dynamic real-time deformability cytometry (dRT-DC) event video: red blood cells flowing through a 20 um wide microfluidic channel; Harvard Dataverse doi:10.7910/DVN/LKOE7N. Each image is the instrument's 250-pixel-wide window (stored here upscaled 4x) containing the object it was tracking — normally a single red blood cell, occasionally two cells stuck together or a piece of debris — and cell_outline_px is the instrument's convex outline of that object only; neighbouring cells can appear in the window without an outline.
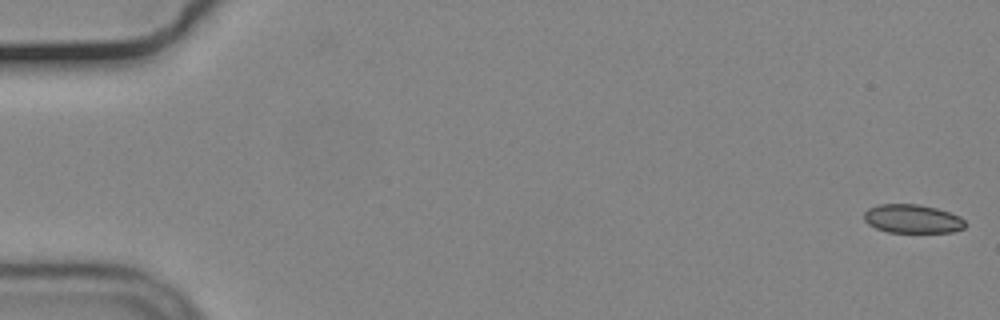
{"species": "common noctule bat (a hibernating species)", "species_latin": "Nyctalus noctula", "temperature_condition": "cold", "stored_images_in_passage": 57, "camera_frame_rate_fps": 3000, "um_per_image_px": 0.085, "animal": {"sex": "male", "body_mass_g": 19.2, "forearm_length_mm": 51.8}, "frame": {"image": 1, "passage_image": 1, "time_ms": 0.0, "image_size_px": [1000, 320], "cell_outline_px": [[968, 224], [964, 228], [952, 232], [888, 232], [876, 228], [868, 224], [864, 220], [864, 212], [868, 208], [880, 204], [920, 204], [936, 208], [960, 216]], "centroid_in_image_um": [77.56, 18.6], "position_along_channel_um": 7.4, "area_um2": 16.99}}
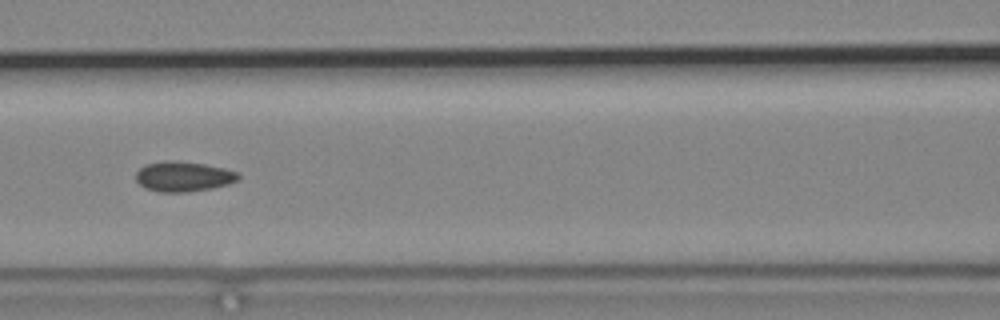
{"frame": {"image": 2, "passage_image": 25, "time_ms": 8.0, "image_size_px": [1000, 320], "cell_outline_px": [[240, 176], [236, 180], [228, 184], [212, 188], [184, 192], [160, 192], [144, 188], [136, 180], [136, 172], [144, 164], [168, 160], [176, 160], [204, 164], [224, 168], [236, 172]], "centroid_in_image_um": [15.55, 14.99], "position_along_channel_um": 151.1, "area_um2": 17.92}}
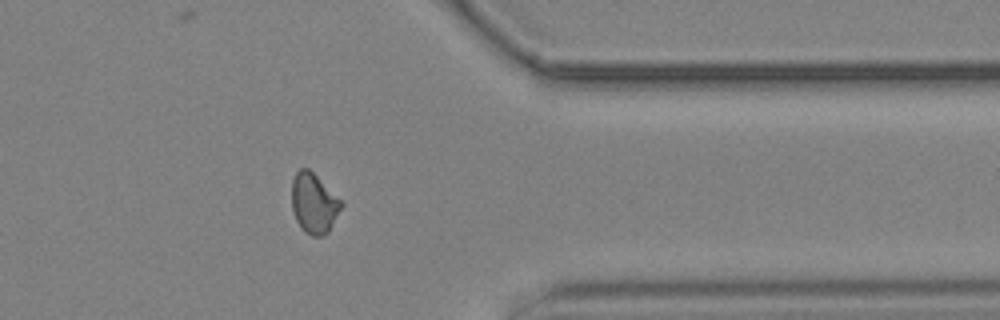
{"frame": {"image": 3, "passage_image": 45, "time_ms": 14.667, "image_size_px": [1000, 320], "cell_outline_px": [[344, 204], [328, 232], [320, 236], [312, 236], [304, 232], [300, 228], [296, 220], [292, 208], [292, 180], [296, 172], [300, 168], [308, 168]], "centroid_in_image_um": [26.66, 17.3], "position_along_channel_um": 384.7, "area_um2": 17.11}, "authors_computed_cell_mechanics": {"area_um2": 17.3978, "velocity_mm_per_s": 3.6987, "shape_relaxation_time_tau1_ms": null, "shape_relaxation_time_tau2_ms": 1.8907, "deformation_change_tau1": null, "deformation_change_tau2": 0.072}}